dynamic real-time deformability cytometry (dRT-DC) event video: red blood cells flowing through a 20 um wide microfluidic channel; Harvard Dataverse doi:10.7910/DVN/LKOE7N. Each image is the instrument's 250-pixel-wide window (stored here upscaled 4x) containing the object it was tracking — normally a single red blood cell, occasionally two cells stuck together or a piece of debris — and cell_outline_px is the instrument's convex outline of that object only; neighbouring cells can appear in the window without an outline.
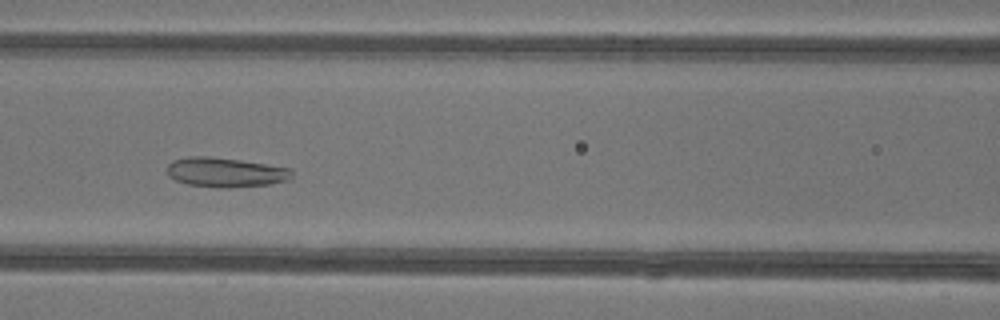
{"species": "common noctule bat (a hibernating species)", "species_latin": "Nyctalus noctula", "temperature_condition": "warm", "stored_images_in_passage": 45, "camera_frame_rate_fps": 3000, "um_per_image_px": 0.085, "animal": {"sex": "female"}, "frame": {"image": 1, "passage_image": 18, "time_ms": 5.667, "image_size_px": [1000, 320], "cell_outline_px": [[292, 180], [272, 184], [228, 188], [216, 188], [188, 184], [176, 180], [168, 176], [168, 164], [172, 160], [188, 156], [208, 156], [240, 160], [288, 168], [292, 172]], "centroid_in_image_um": [19.16, 14.66], "position_along_channel_um": 147.4, "area_um2": 21.62}}
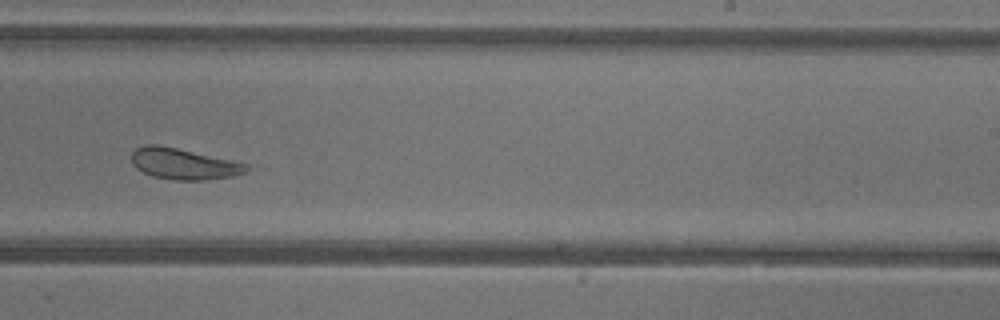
{"frame": {"image": 2, "passage_image": 27, "time_ms": 8.667, "image_size_px": [1000, 320], "cell_outline_px": [[256, 168], [248, 172], [232, 176], [204, 180], [176, 180], [152, 176], [136, 168], [132, 164], [132, 152], [136, 148], [144, 144], [156, 144], [256, 164]], "centroid_in_image_um": [15.76, 13.92], "position_along_channel_um": 273.2, "area_um2": 21.39}}
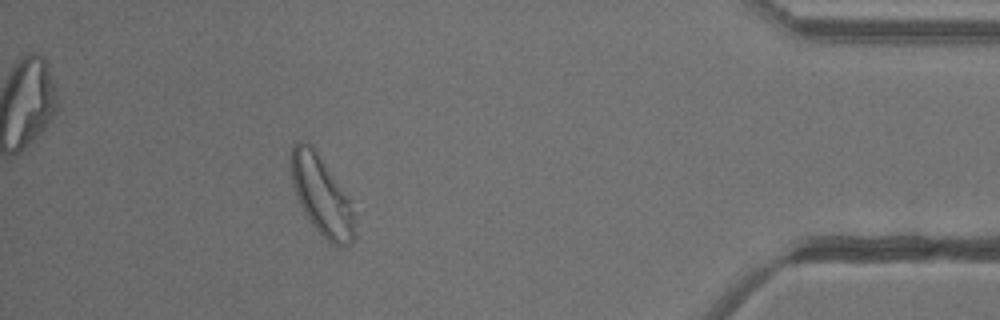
{"frame": {"image": 3, "passage_image": 40, "time_ms": 13.0, "image_size_px": [1000, 320], "cell_outline_px": [[356, 232], [352, 244], [340, 248], [336, 248], [312, 224], [304, 212], [300, 204], [292, 180], [292, 144], [300, 140], [312, 144], [348, 196], [352, 212]], "centroid_in_image_um": [27.36, 16.65], "position_along_channel_um": 407.8, "area_um2": 28.96}, "authors_computed_cell_mechanics": {"area_um2": 25.143, "velocity_mm_per_s": 4.2092, "shape_relaxation_time_tau1_ms": null, "shape_relaxation_time_tau2_ms": 1.8187, "deformation_change_tau1": null, "deformation_change_tau2": 0.1004}}